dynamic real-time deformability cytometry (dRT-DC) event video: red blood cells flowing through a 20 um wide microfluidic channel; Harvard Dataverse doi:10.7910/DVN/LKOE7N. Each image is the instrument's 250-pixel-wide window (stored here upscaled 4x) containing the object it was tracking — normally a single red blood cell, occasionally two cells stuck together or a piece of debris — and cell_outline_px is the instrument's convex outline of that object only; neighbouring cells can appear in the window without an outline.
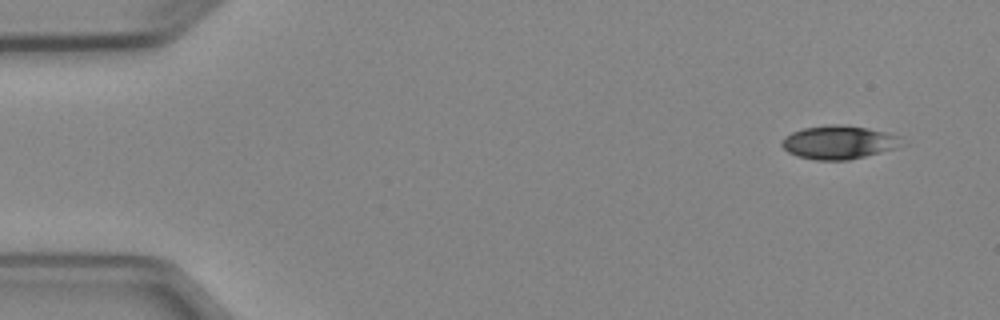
{"species": "Egyptian fruit bat (a non-hibernating species)", "species_latin": "Rousettus aegyptiacus", "temperature_condition": "cold", "stored_images_in_passage": 4, "camera_frame_rate_fps": 3000, "um_per_image_px": 0.085, "animal": {"sex": "female"}, "frame": {"image": 1, "passage_image": 1, "time_ms": 0.0, "image_size_px": [1000, 320], "cell_outline_px": [[908, 144], [896, 148], [848, 160], [816, 160], [796, 156], [788, 152], [780, 144], [784, 136], [792, 132], [804, 128], [828, 124], [844, 124], [868, 128], [900, 136]], "centroid_in_image_um": [71.32, 12.09], "position_along_channel_um": 13.7, "area_um2": 23.64}}
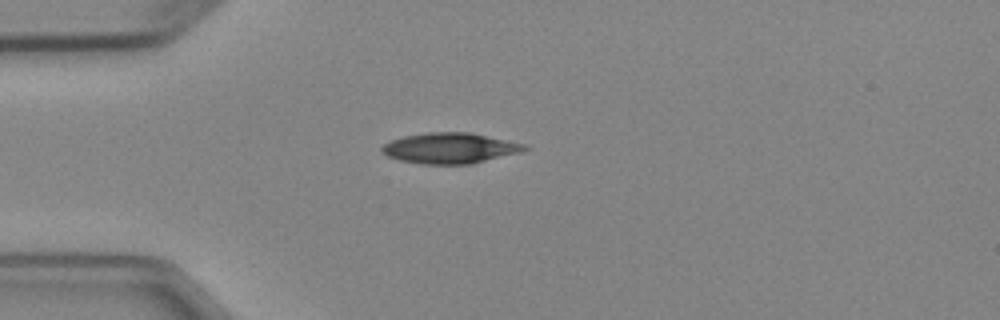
{"frame": {"image": 2, "passage_image": 4, "time_ms": 3.333, "image_size_px": [1000, 320], "cell_outline_px": [[528, 148], [520, 152], [472, 164], [420, 164], [400, 160], [388, 156], [380, 148], [384, 144], [392, 140], [404, 136], [428, 132], [472, 132], [524, 144]], "centroid_in_image_um": [38.24, 12.59], "position_along_channel_um": 46.8, "area_um2": 25.32}}